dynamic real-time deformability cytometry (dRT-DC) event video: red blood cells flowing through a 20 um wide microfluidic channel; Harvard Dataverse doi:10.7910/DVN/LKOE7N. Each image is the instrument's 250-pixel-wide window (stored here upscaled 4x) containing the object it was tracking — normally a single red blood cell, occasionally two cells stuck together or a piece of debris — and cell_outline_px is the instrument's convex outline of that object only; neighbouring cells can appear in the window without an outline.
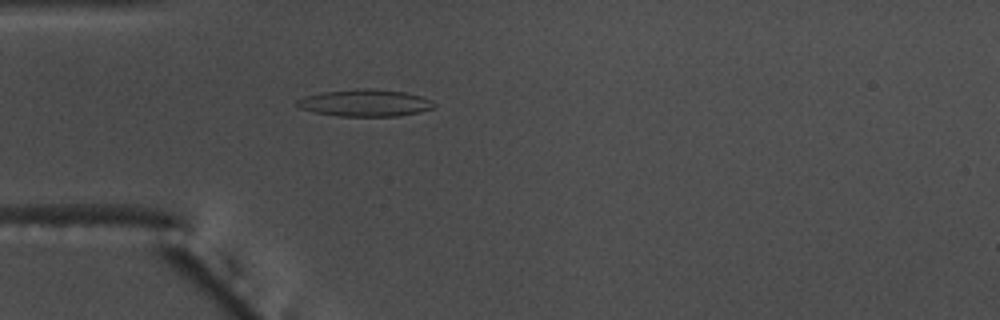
{"species": "common noctule bat (a hibernating species)", "species_latin": "Nyctalus noctula", "temperature_condition": "warm", "stored_images_in_passage": 53, "camera_frame_rate_fps": 3000, "um_per_image_px": 0.085, "animal": {"sex": "male", "body_mass_g": 17.5, "forearm_length_mm": 52.3}, "frame": {"image": 1, "passage_image": 14, "time_ms": 4.333, "image_size_px": [1000, 320], "cell_outline_px": [[436, 108], [396, 116], [336, 116], [312, 112], [300, 108], [296, 104], [296, 100], [304, 96], [320, 92], [364, 88], [372, 88], [404, 92], [420, 96], [432, 100], [436, 104]], "centroid_in_image_um": [31.0, 8.74], "position_along_channel_um": 54.0, "area_um2": 21.68}}
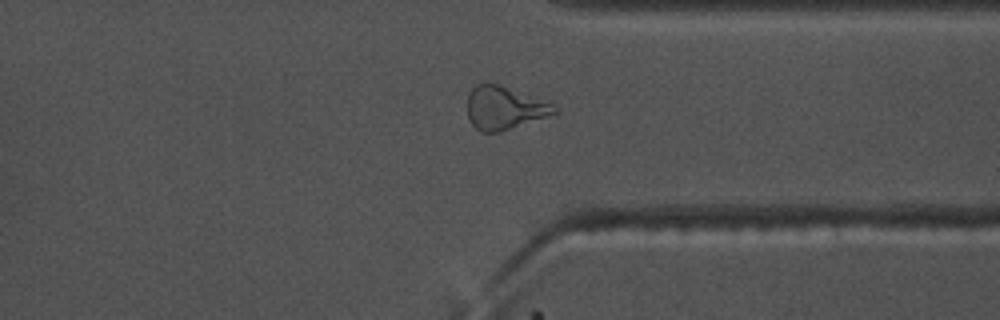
{"frame": {"image": 2, "passage_image": 40, "time_ms": 13.0, "image_size_px": [1000, 320], "cell_outline_px": [[560, 112], [500, 132], [480, 132], [468, 120], [468, 96], [472, 88], [476, 84], [496, 84], [552, 104]], "centroid_in_image_um": [42.83, 9.21], "position_along_channel_um": 368.6, "area_um2": 21.33}}
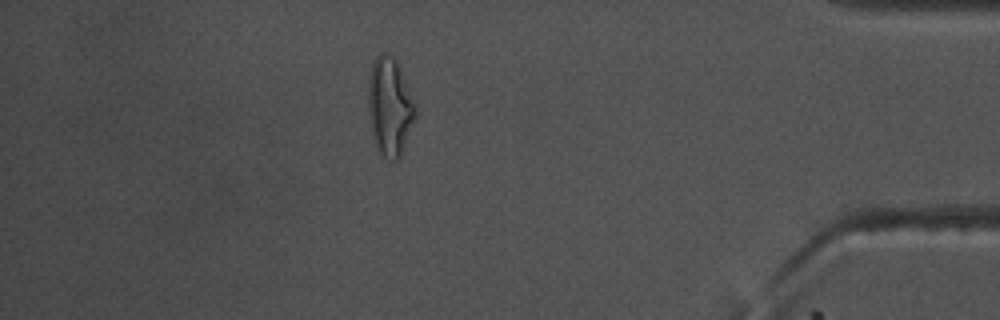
{"frame": {"image": 3, "passage_image": 46, "time_ms": 15.0, "image_size_px": [1000, 320], "cell_outline_px": [[416, 116], [400, 156], [396, 160], [392, 160], [380, 156], [376, 152], [372, 136], [368, 108], [368, 76], [372, 64], [376, 56], [380, 52], [384, 52], [392, 56], [396, 60], [416, 104]], "centroid_in_image_um": [33.11, 9.08], "position_along_channel_um": 402.1, "area_um2": 27.28}, "authors_computed_cell_mechanics": {"area_um2": 20.2878, "velocity_mm_per_s": 3.7272, "shape_relaxation_time_tau1_ms": 6.973, "shape_relaxation_time_tau2_ms": 1.8759, "deformation_change_tau1": 0.2313, "deformation_change_tau2": 0.1113}}